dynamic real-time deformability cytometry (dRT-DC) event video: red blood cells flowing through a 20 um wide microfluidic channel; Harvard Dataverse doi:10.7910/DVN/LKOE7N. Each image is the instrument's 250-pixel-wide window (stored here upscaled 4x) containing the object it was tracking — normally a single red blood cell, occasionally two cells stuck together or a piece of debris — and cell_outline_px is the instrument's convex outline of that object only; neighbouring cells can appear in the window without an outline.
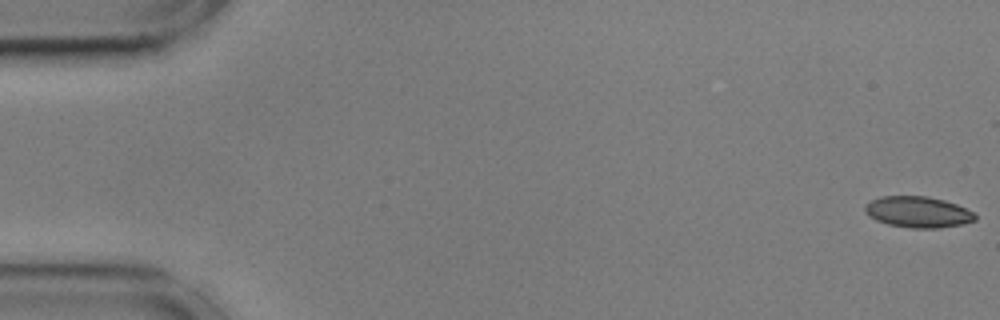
{"species": "common noctule bat (a hibernating species)", "species_latin": "Nyctalus noctula", "temperature_condition": "cold", "stored_images_in_passage": 3, "camera_frame_rate_fps": 3000, "um_per_image_px": 0.085, "animal": {"sex": "male", "body_mass_g": 17.9, "forearm_length_mm": 54.2}, "frame": {"image": 1, "passage_image": 1, "time_ms": 0.0, "image_size_px": [1000, 320], "cell_outline_px": [[976, 220], [960, 224], [940, 228], [912, 228], [888, 224], [876, 220], [868, 216], [864, 212], [864, 204], [880, 196], [928, 196], [944, 200], [956, 204], [972, 212], [976, 216]], "centroid_in_image_um": [77.98, 18.01], "position_along_channel_um": 7.0, "area_um2": 19.94}}